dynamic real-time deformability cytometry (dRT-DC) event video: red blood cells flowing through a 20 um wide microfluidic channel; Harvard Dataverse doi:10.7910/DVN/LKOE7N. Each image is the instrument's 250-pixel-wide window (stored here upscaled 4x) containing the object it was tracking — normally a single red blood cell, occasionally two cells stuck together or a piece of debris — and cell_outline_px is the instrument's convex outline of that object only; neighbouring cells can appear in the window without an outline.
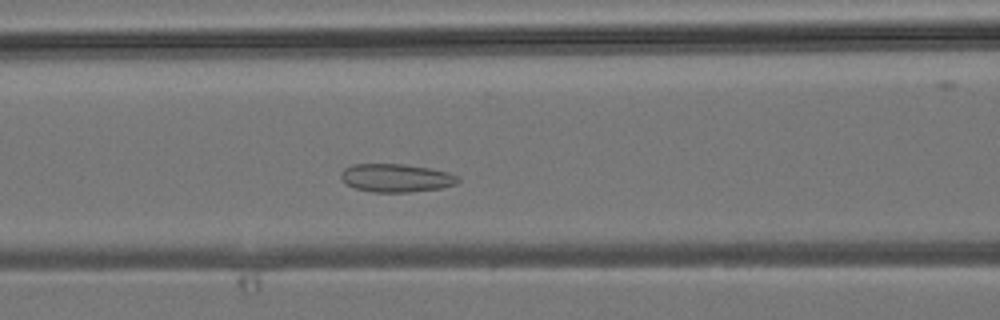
{"species": "common noctule bat (a hibernating species)", "species_latin": "Nyctalus noctula", "temperature_condition": "room temperature", "stored_images_in_passage": 36, "camera_frame_rate_fps": 3000, "um_per_image_px": 0.085, "animal": {"sex": "male", "body_mass_g": 19.2, "forearm_length_mm": 51.8}, "frame": {"image": 1, "passage_image": 11, "time_ms": 3.333, "image_size_px": [1000, 320], "cell_outline_px": [[460, 180], [456, 184], [440, 188], [408, 192], [372, 192], [356, 188], [348, 184], [340, 176], [340, 172], [344, 168], [352, 164], [404, 164], [428, 168], [448, 172], [460, 176]], "centroid_in_image_um": [33.68, 15.12], "position_along_channel_um": 132.9, "area_um2": 19.19}}
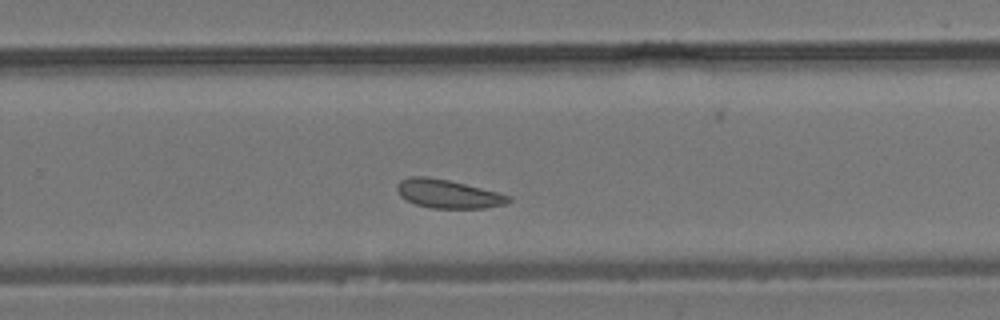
{"frame": {"image": 2, "passage_image": 21, "time_ms": 6.667, "image_size_px": [1000, 320], "cell_outline_px": [[512, 200], [504, 204], [484, 208], [428, 208], [416, 204], [400, 196], [396, 188], [396, 184], [400, 180], [412, 176], [424, 176], [448, 180], [512, 196]], "centroid_in_image_um": [38.05, 16.48], "position_along_channel_um": 291.7, "area_um2": 18.38}}
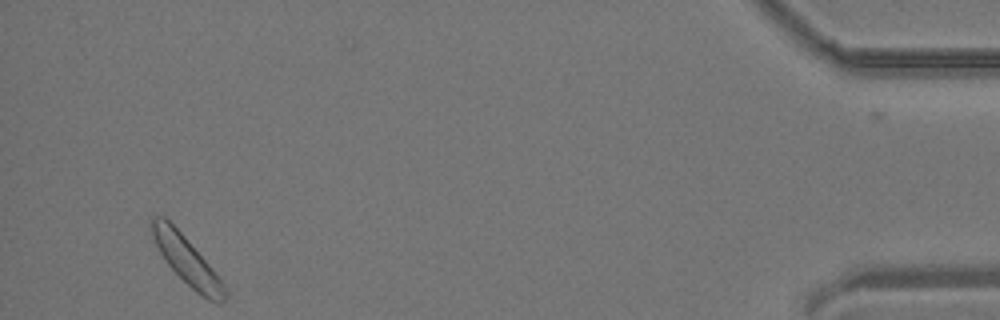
{"frame": {"image": 3, "passage_image": 34, "time_ms": 11.0, "image_size_px": [1000, 320], "cell_outline_px": [[228, 296], [220, 304], [208, 300], [196, 292], [168, 264], [160, 252], [152, 236], [148, 220], [152, 216], [164, 216], [184, 236], [208, 264], [224, 284]], "centroid_in_image_um": [15.86, 22.13], "position_along_channel_um": 419.3, "area_um2": 19.94}}